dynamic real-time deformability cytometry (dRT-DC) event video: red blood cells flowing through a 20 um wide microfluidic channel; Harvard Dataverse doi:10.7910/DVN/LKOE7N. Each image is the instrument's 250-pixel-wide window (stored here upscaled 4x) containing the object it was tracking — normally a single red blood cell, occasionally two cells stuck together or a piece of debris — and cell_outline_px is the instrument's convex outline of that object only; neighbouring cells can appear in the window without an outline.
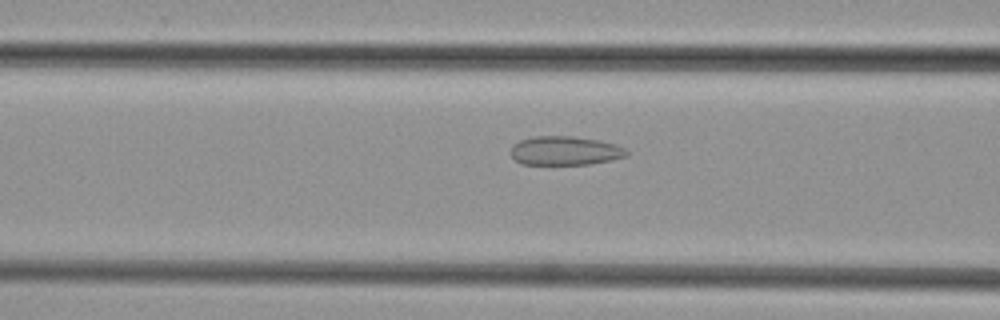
{"species": "common noctule bat (a hibernating species)", "species_latin": "Nyctalus noctula", "temperature_condition": "cold", "stored_images_in_passage": 34, "camera_frame_rate_fps": 3000, "um_per_image_px": 0.085, "animal": {"sex": "female", "body_mass_g": 29.2, "forearm_length_mm": 56.3}, "frame": {"image": 1, "passage_image": 6, "time_ms": 1.667, "image_size_px": [1000, 320], "cell_outline_px": [[628, 156], [612, 160], [588, 164], [520, 164], [508, 152], [512, 144], [520, 140], [532, 136], [572, 136], [600, 140], [616, 144], [624, 148], [628, 152]], "centroid_in_image_um": [48.0, 12.8], "position_along_channel_um": 118.6, "area_um2": 19.77}}
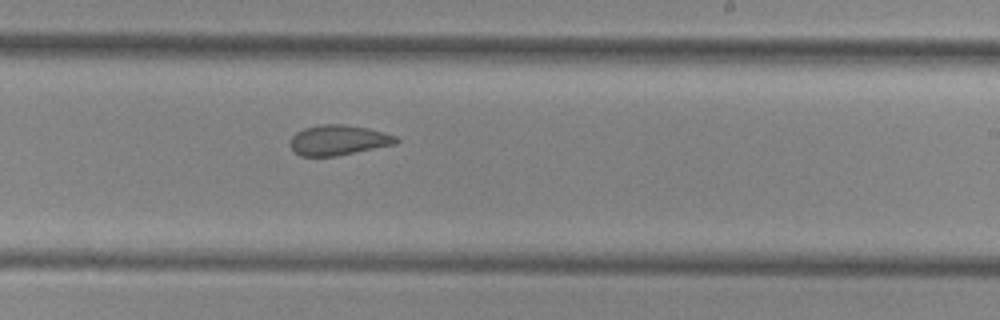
{"frame": {"image": 2, "passage_image": 16, "time_ms": 5.0, "image_size_px": [1000, 320], "cell_outline_px": [[400, 140], [396, 144], [336, 156], [300, 156], [292, 152], [288, 144], [292, 136], [296, 132], [304, 128], [320, 124], [344, 124], [368, 128], [384, 132], [396, 136]], "centroid_in_image_um": [28.73, 11.91], "position_along_channel_um": 260.3, "area_um2": 18.9}}
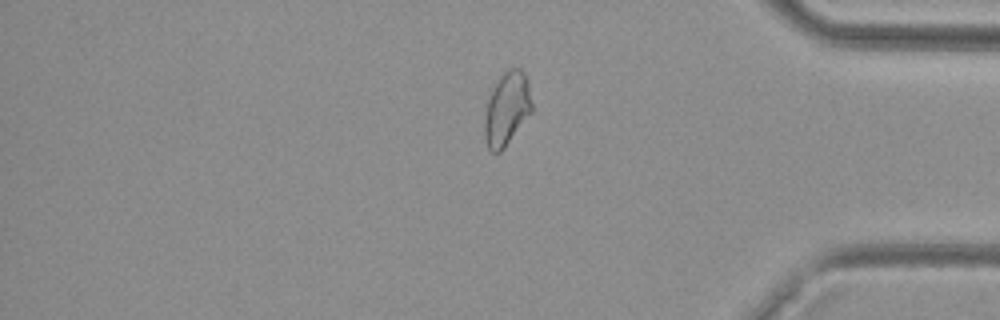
{"frame": {"image": 3, "passage_image": 27, "time_ms": 8.667, "image_size_px": [1000, 320], "cell_outline_px": [[532, 112], [504, 148], [500, 152], [492, 152], [488, 148], [484, 136], [484, 120], [488, 100], [496, 80], [508, 68], [520, 68], [524, 72], [528, 80], [532, 104]], "centroid_in_image_um": [43.09, 9.23], "position_along_channel_um": 392.1, "area_um2": 20.29}}